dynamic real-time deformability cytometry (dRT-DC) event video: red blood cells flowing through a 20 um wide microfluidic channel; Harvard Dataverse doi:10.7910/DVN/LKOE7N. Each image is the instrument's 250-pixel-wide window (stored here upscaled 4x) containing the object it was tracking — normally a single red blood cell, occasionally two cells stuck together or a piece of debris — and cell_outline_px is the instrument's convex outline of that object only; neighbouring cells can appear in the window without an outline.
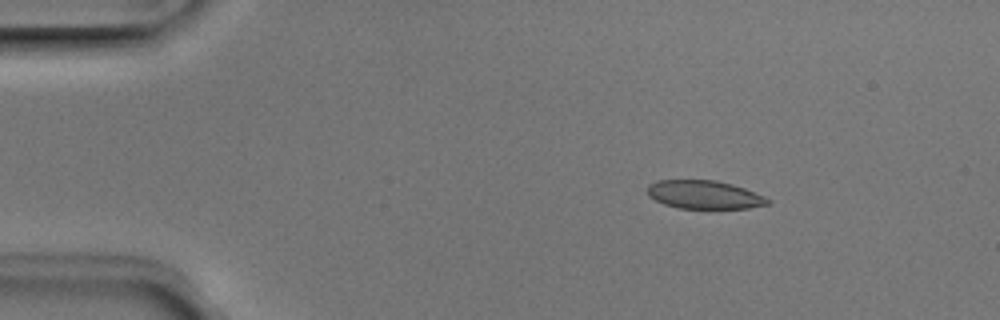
{"species": "Egyptian fruit bat (a non-hibernating species)", "species_latin": "Rousettus aegyptiacus", "temperature_condition": "room temperature", "stored_images_in_passage": 4, "camera_frame_rate_fps": 3000, "um_per_image_px": 0.085, "animal": {"sex": "male"}, "frame": {"image": 1, "passage_image": 3, "time_ms": 0.667, "image_size_px": [1000, 320], "cell_outline_px": [[772, 200], [768, 204], [748, 208], [680, 208], [664, 204], [648, 196], [648, 184], [656, 180], [716, 180], [732, 184], [744, 188], [764, 196]], "centroid_in_image_um": [59.86, 16.54], "position_along_channel_um": 25.1, "area_um2": 19.83}}